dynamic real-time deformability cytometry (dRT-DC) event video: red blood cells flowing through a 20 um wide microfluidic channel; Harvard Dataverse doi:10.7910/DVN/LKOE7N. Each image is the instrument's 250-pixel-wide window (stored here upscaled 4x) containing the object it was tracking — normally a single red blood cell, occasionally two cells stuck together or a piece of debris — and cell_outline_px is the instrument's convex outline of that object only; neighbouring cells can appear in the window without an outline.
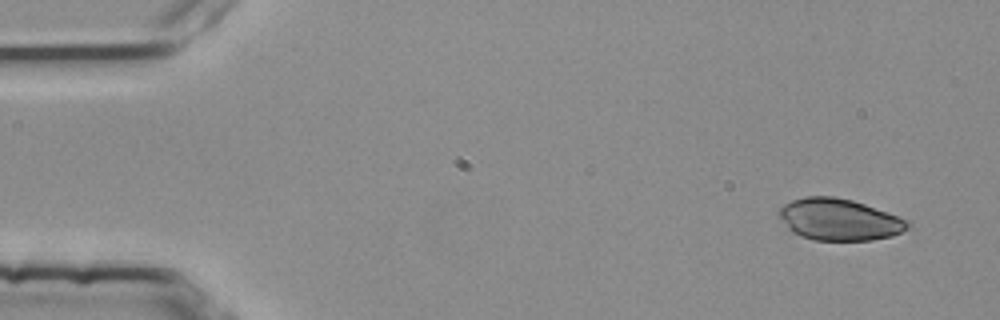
{"species": "common noctule bat (a hibernating species)", "species_latin": "Nyctalus noctula", "temperature_condition": "room temperature", "stored_images_in_passage": 4, "segment_of_instrument_passage": [1, 2], "camera_frame_rate_fps": 3000, "um_per_image_px": 0.085, "animal": {"sex": "female", "body_mass_g": 25.1}, "frame": {"image": 1, "passage_image": 1, "time_ms": 0.0, "image_size_px": [1000, 320], "cell_outline_px": [[912, 224], [908, 228], [892, 236], [872, 240], [812, 240], [800, 236], [792, 232], [788, 228], [780, 216], [780, 208], [784, 204], [792, 200], [804, 196], [836, 196], [852, 200], [864, 204], [896, 216]], "centroid_in_image_um": [71.3, 18.66], "position_along_channel_um": 13.7, "area_um2": 30.92}}